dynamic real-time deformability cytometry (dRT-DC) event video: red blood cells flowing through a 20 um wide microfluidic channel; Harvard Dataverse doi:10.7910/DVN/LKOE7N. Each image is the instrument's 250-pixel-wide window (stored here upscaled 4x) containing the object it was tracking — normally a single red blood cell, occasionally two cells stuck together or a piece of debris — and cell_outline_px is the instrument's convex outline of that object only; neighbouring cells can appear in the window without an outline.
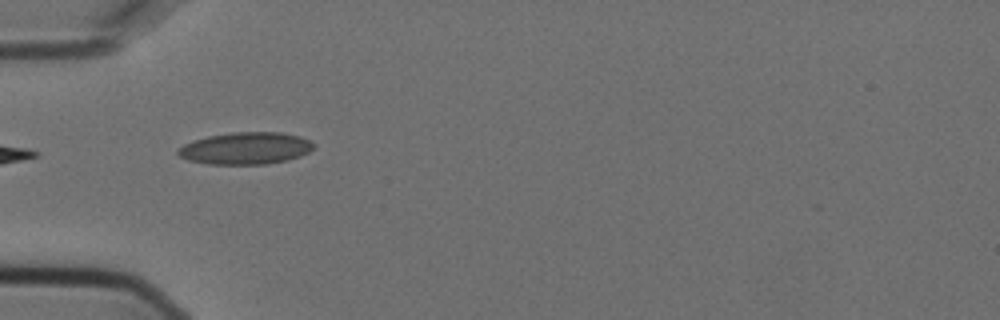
{"species": "Egyptian fruit bat (a non-hibernating species)", "species_latin": "Rousettus aegyptiacus", "temperature_condition": "cold", "stored_images_in_passage": 5, "camera_frame_rate_fps": 3000, "um_per_image_px": 0.085, "animal": {"sex": "female"}, "frame": {"image": 1, "passage_image": 4, "time_ms": 1.0, "image_size_px": [1000, 320], "cell_outline_px": [[316, 148], [300, 156], [288, 160], [268, 164], [208, 164], [188, 160], [180, 156], [176, 152], [184, 144], [192, 140], [208, 136], [232, 132], [280, 132], [300, 136], [316, 144]], "centroid_in_image_um": [20.91, 12.6], "position_along_channel_um": 64.1, "area_um2": 25.49}}
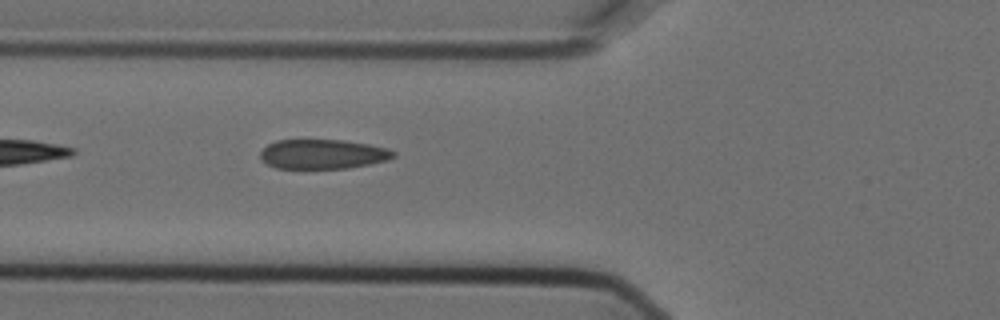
{"frame": {"image": 2, "passage_image": 5, "time_ms": 1.333, "image_size_px": [1000, 320], "cell_outline_px": [[396, 156], [388, 160], [348, 168], [276, 168], [260, 160], [260, 152], [268, 144], [276, 140], [344, 140], [368, 144], [388, 148], [396, 152]], "centroid_in_image_um": [27.44, 13.1], "position_along_channel_um": 98.4, "area_um2": 22.95}}